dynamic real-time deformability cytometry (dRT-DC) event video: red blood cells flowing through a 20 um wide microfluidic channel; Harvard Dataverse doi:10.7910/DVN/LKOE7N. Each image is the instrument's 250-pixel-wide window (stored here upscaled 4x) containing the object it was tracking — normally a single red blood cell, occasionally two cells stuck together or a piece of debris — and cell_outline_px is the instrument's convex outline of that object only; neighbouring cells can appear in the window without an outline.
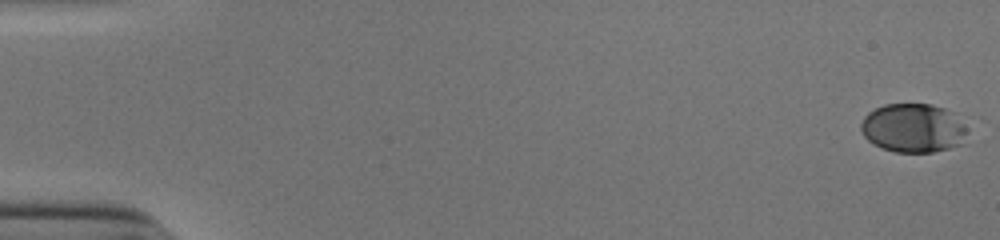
{"species": "human", "species_latin": "Homo sapiens", "temperature_condition": "cold", "stored_images_in_passage": 54, "camera_frame_rate_fps": 3000, "um_per_image_px": 0.085, "donor": {"sex": "male"}, "frame": {"image": 1, "passage_image": 1, "time_ms": 0.0, "image_size_px": [1000, 240], "cell_outline_px": [[968, 144], [932, 152], [896, 152], [884, 148], [868, 140], [864, 136], [860, 128], [860, 124], [864, 116], [868, 112], [884, 104], [932, 104], [944, 108], [952, 112], [964, 128]], "centroid_in_image_um": [77.62, 10.89], "position_along_channel_um": 7.4, "area_um2": 30.29}}
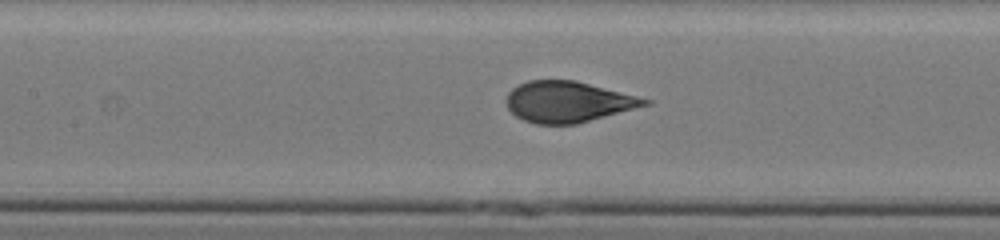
{"frame": {"image": 2, "passage_image": 26, "time_ms": 8.333, "image_size_px": [1000, 240], "cell_outline_px": [[652, 104], [576, 124], [536, 124], [524, 120], [516, 116], [508, 108], [508, 92], [512, 88], [528, 80], [576, 80], [652, 100]], "centroid_in_image_um": [48.3, 8.65], "position_along_channel_um": 159.1, "area_um2": 32.83}}
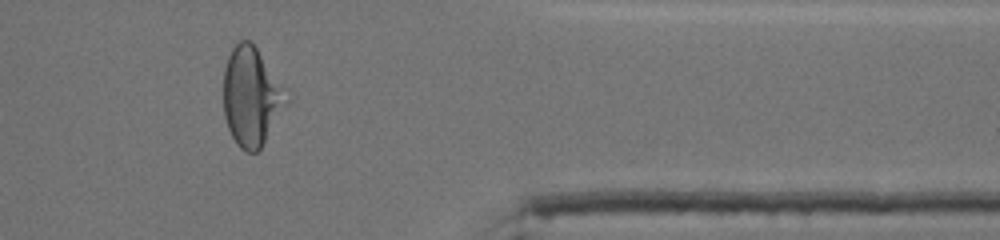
{"frame": {"image": 3, "passage_image": 45, "time_ms": 14.667, "image_size_px": [1000, 240], "cell_outline_px": [[288, 104], [260, 148], [256, 152], [248, 152], [240, 148], [236, 144], [228, 128], [224, 116], [224, 68], [228, 56], [232, 48], [240, 40], [248, 40], [256, 48], [288, 88]], "centroid_in_image_um": [21.4, 8.2], "position_along_channel_um": 390.0, "area_um2": 36.47}, "authors_computed_cell_mechanics": {"area_um2": 33.9286, "velocity_mm_per_s": 3.9116, "shape_relaxation_time_tau1_ms": 4.9, "shape_relaxation_time_tau2_ms": null, "deformation_change_tau1": 0.1894, "deformation_change_tau2": null}}